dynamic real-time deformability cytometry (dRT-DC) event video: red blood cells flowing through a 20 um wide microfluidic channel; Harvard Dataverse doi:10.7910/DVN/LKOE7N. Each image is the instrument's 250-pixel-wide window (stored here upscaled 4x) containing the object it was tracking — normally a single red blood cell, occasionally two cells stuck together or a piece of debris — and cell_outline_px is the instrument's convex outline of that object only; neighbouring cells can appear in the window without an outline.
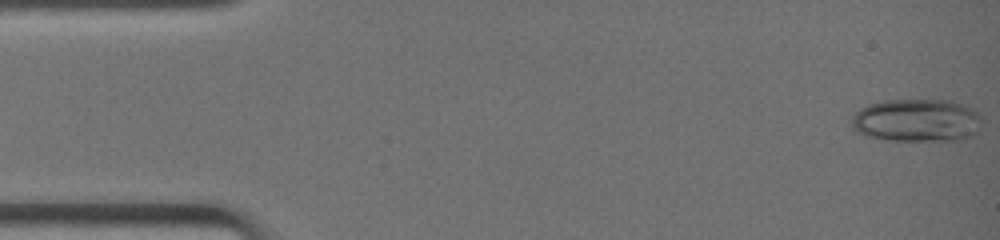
{"species": "common noctule bat (a hibernating species)", "species_latin": "Nyctalus noctula", "temperature_condition": "warm", "stored_images_in_passage": 23, "camera_frame_rate_fps": 3000, "um_per_image_px": 0.085, "animal": {"sex": "female", "body_mass_g": 19.0, "forearm_length_mm": 51.5}, "frame": {"image": 1, "passage_image": 1, "time_ms": 0.0, "image_size_px": [1000, 240], "cell_outline_px": [[980, 120], [976, 132], [964, 140], [888, 140], [864, 136], [856, 132], [852, 128], [852, 116], [860, 108], [868, 104], [884, 100], [948, 100], [960, 104], [976, 112]], "centroid_in_image_um": [77.84, 10.24], "position_along_channel_um": 7.2, "area_um2": 32.43}}
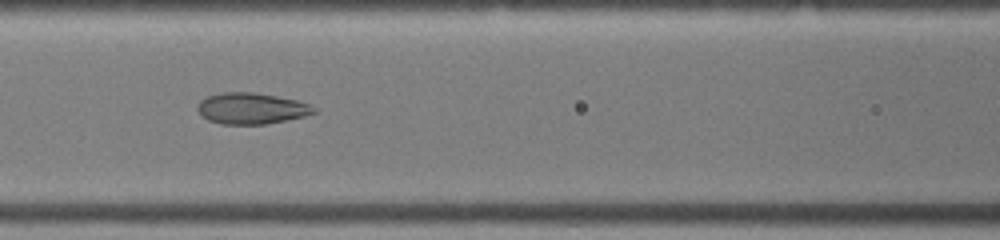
{"frame": {"image": 2, "passage_image": 18, "time_ms": 5.667, "image_size_px": [1000, 240], "cell_outline_px": [[316, 112], [304, 116], [264, 124], [220, 124], [208, 120], [196, 108], [200, 100], [208, 96], [224, 92], [252, 92], [276, 96], [296, 100], [312, 104], [316, 108]], "centroid_in_image_um": [21.38, 9.21], "position_along_channel_um": 145.2, "area_um2": 20.98}}
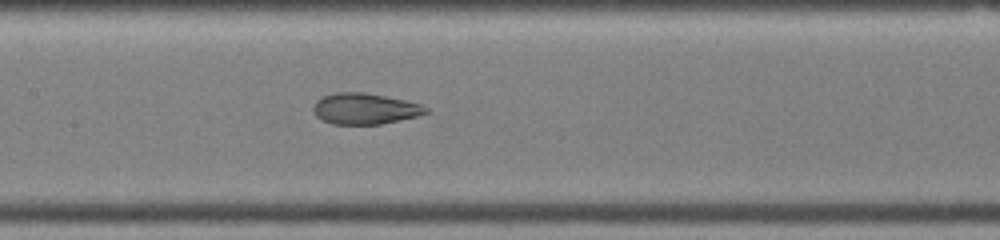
{"frame": {"image": 3, "passage_image": 20, "time_ms": 6.333, "image_size_px": [1000, 240], "cell_outline_px": [[432, 112], [400, 120], [380, 124], [332, 124], [320, 120], [316, 116], [312, 108], [316, 100], [324, 96], [336, 92], [364, 92], [404, 100], [420, 104], [428, 108]], "centroid_in_image_um": [31.0, 9.24], "position_along_channel_um": 176.4, "area_um2": 20.4}}